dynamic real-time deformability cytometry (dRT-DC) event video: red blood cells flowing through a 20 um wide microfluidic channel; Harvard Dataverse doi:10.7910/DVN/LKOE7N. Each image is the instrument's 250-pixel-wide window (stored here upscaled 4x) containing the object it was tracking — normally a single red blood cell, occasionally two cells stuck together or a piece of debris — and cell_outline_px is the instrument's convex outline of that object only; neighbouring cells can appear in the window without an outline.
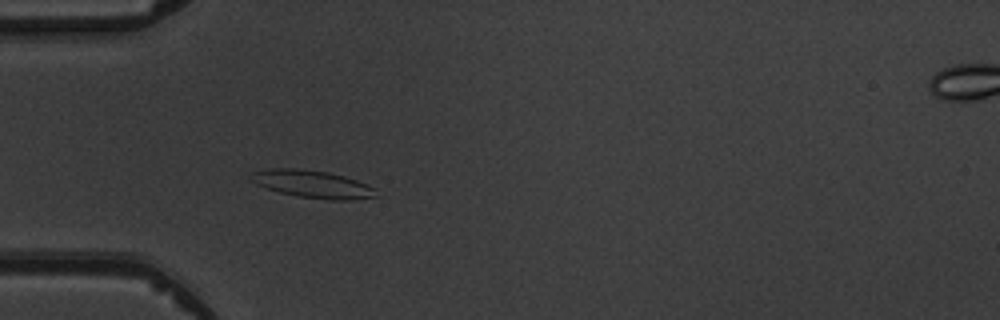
{"species": "common noctule bat (a hibernating species)", "species_latin": "Nyctalus noctula", "temperature_condition": "warm", "stored_images_in_passage": 4, "camera_frame_rate_fps": 3000, "um_per_image_px": 0.085, "animal": {"sex": "male", "body_mass_g": 19.5, "forearm_length_mm": 54.6}, "frame": {"image": 1, "passage_image": 3, "time_ms": 3.0, "image_size_px": [1000, 320], "cell_outline_px": [[376, 196], [352, 200], [332, 200], [300, 196], [280, 192], [256, 184], [248, 180], [248, 176], [252, 172], [272, 168], [296, 168], [328, 172], [344, 176], [368, 184], [376, 188]], "centroid_in_image_um": [26.55, 15.64], "position_along_channel_um": 58.4, "area_um2": 20.06}}